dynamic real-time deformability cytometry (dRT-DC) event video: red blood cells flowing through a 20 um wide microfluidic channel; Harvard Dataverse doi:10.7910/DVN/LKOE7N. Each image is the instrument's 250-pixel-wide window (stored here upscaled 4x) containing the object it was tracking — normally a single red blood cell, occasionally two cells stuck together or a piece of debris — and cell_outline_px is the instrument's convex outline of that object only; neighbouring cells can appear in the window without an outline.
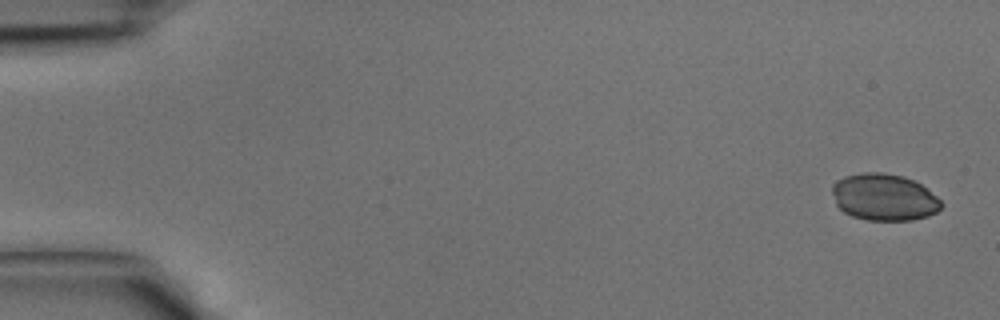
{"species": "common noctule bat (a hibernating species)", "species_latin": "Nyctalus noctula", "temperature_condition": "cold", "stored_images_in_passage": 41, "camera_frame_rate_fps": 3000, "um_per_image_px": 0.085, "animal": {"sex": "male", "body_mass_g": 15.6}, "frame": {"image": 1, "passage_image": 1, "time_ms": 0.0, "image_size_px": [1000, 320], "cell_outline_px": [[944, 204], [936, 212], [928, 216], [912, 220], [868, 220], [852, 216], [844, 212], [836, 204], [832, 192], [832, 184], [836, 180], [844, 176], [864, 172], [884, 172], [904, 176], [920, 184], [936, 196]], "centroid_in_image_um": [75.13, 16.75], "position_along_channel_um": 9.9, "area_um2": 29.82}}
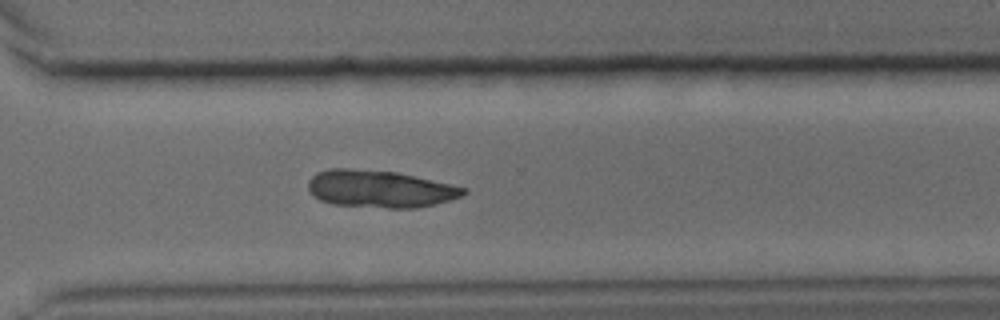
{"frame": {"image": 2, "passage_image": 30, "time_ms": 9.667, "image_size_px": [1000, 320], "cell_outline_px": [[468, 192], [464, 196], [436, 204], [416, 208], [388, 208], [332, 204], [320, 200], [312, 196], [308, 192], [308, 180], [316, 172], [332, 168], [352, 168], [396, 172], [452, 184], [468, 188]], "centroid_in_image_um": [32.3, 16.06], "position_along_channel_um": 338.3, "area_um2": 34.16}}
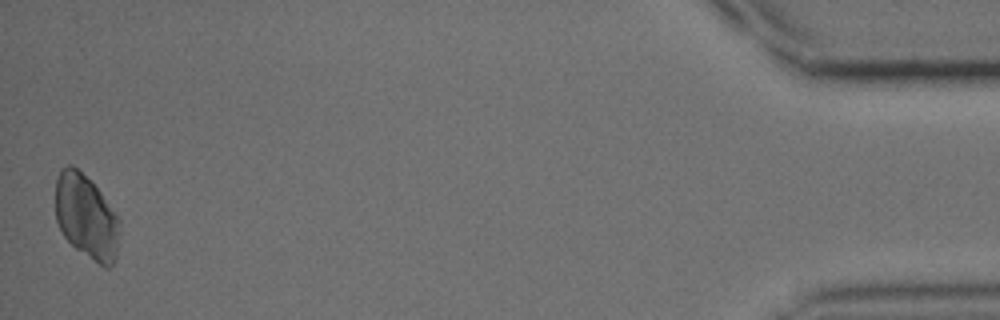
{"frame": {"image": 3, "passage_image": 41, "time_ms": 13.333, "image_size_px": [1000, 320], "cell_outline_px": [[120, 236], [116, 256], [112, 264], [108, 268], [104, 268], [76, 248], [64, 236], [56, 220], [56, 180], [60, 168], [68, 164], [72, 164], [100, 192], [120, 220]], "centroid_in_image_um": [7.34, 18.45], "position_along_channel_um": 427.9, "area_um2": 31.27}}